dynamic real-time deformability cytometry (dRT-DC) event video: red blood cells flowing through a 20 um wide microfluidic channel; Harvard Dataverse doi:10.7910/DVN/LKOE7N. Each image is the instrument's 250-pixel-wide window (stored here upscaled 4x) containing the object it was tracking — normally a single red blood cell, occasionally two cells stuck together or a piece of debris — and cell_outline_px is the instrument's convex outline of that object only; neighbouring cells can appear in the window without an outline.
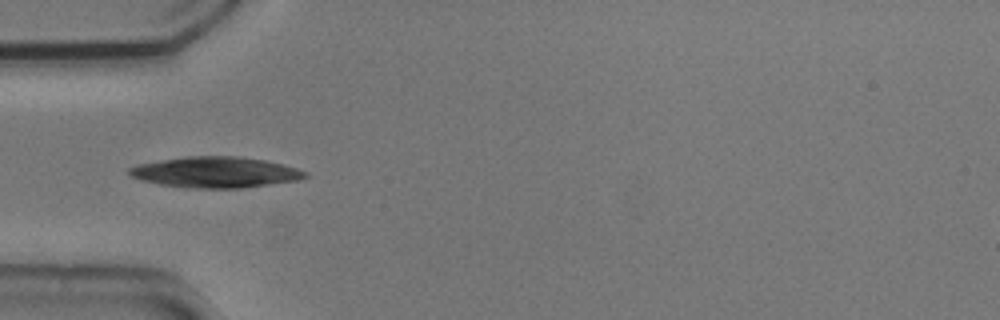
{"species": "common noctule bat (a hibernating species)", "species_latin": "Nyctalus noctula", "temperature_condition": "cold", "stored_images_in_passage": 10, "camera_frame_rate_fps": 3000, "um_per_image_px": 0.085, "animal": {"sex": "male", "body_mass_g": 20.5, "forearm_length_mm": 52.5}, "frame": {"image": 1, "passage_image": 4, "time_ms": 1.0, "image_size_px": [1000, 320], "cell_outline_px": [[308, 176], [300, 180], [240, 188], [188, 188], [160, 184], [144, 180], [132, 176], [128, 172], [128, 168], [140, 164], [184, 156], [240, 156], [264, 160], [296, 168], [308, 172]], "centroid_in_image_um": [18.35, 14.64], "position_along_channel_um": 66.7, "area_um2": 31.39}}